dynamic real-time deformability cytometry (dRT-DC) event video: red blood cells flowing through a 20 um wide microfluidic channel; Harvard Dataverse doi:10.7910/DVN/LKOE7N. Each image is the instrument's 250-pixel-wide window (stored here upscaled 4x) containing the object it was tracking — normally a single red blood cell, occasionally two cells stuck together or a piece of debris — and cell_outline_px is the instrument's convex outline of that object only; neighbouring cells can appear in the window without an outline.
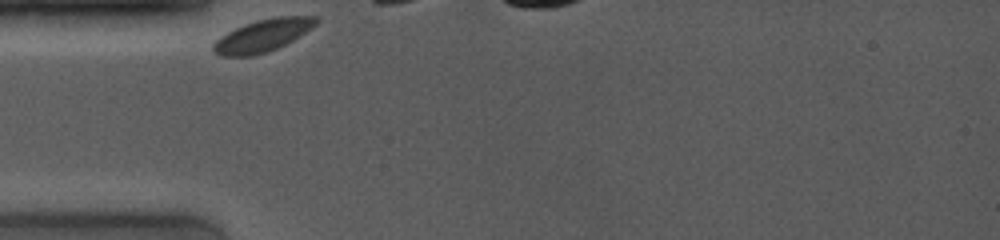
{"species": "common noctule bat (a hibernating species)", "species_latin": "Nyctalus noctula", "temperature_condition": "room temperature", "stored_images_in_passage": 6, "camera_frame_rate_fps": 4000, "um_per_image_px": 0.085, "animal": {"sex": "female", "body_mass_g": 19.0, "forearm_length_mm": 53.3}, "frame": {"image": 1, "passage_image": 1, "time_ms": 0.0, "image_size_px": [1000, 240], "cell_outline_px": [[320, 20], [316, 24], [292, 40], [276, 48], [252, 56], [220, 56], [212, 48], [212, 44], [220, 36], [244, 24], [256, 20], [272, 16], [320, 16]], "centroid_in_image_um": [22.32, 2.99], "position_along_channel_um": 62.7, "area_um2": 19.19}}